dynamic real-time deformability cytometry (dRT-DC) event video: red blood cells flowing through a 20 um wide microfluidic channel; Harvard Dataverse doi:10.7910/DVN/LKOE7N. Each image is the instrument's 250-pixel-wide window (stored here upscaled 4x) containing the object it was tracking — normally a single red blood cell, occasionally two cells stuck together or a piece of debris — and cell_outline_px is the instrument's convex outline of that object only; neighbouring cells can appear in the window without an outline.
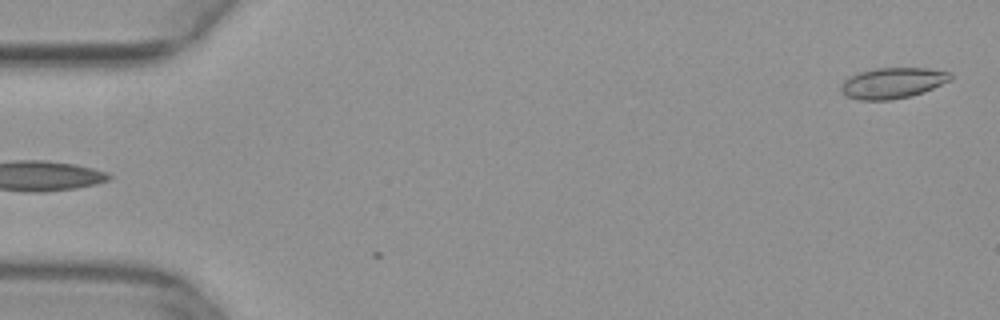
{"species": "common noctule bat (a hibernating species)", "species_latin": "Nyctalus noctula", "temperature_condition": "warm", "stored_images_in_passage": 2, "camera_frame_rate_fps": 3000, "um_per_image_px": 0.085, "animal": {"sex": "female", "body_mass_g": 29.2, "forearm_length_mm": 56.3}, "frame": {"image": 1, "passage_image": 2, "time_ms": 0.333, "image_size_px": [1000, 320], "cell_outline_px": [[952, 80], [912, 96], [892, 100], [860, 100], [844, 96], [840, 92], [840, 84], [844, 80], [860, 72], [876, 68], [928, 68], [952, 72]], "centroid_in_image_um": [75.87, 7.06], "position_along_channel_um": 9.1, "area_um2": 19.83}}